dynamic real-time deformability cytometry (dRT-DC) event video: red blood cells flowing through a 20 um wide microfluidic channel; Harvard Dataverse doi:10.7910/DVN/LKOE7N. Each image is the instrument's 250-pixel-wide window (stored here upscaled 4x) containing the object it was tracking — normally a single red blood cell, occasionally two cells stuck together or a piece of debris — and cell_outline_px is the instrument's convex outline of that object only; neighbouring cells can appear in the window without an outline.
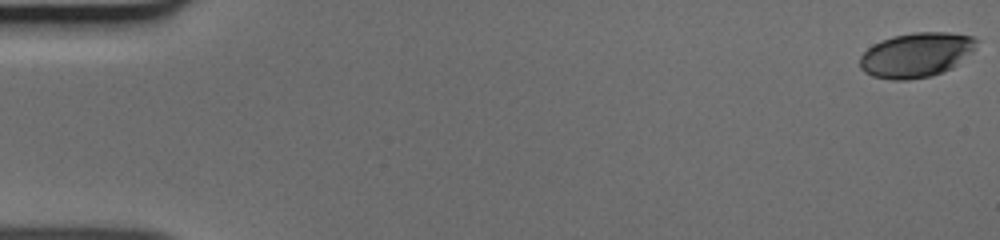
{"species": "human", "species_latin": "Homo sapiens", "temperature_condition": "cold", "stored_images_in_passage": 9, "camera_frame_rate_fps": 3000, "um_per_image_px": 0.085, "donor": {"sex": "male"}, "frame": {"image": 1, "passage_image": 1, "time_ms": 0.0, "image_size_px": [1000, 240], "cell_outline_px": [[980, 40], [976, 48], [972, 52], [952, 68], [928, 76], [908, 80], [892, 80], [872, 76], [864, 72], [860, 68], [860, 56], [872, 44], [880, 40], [892, 36], [916, 32], [948, 32], [972, 36]], "centroid_in_image_um": [77.88, 4.65], "position_along_channel_um": 7.1, "area_um2": 30.52}}